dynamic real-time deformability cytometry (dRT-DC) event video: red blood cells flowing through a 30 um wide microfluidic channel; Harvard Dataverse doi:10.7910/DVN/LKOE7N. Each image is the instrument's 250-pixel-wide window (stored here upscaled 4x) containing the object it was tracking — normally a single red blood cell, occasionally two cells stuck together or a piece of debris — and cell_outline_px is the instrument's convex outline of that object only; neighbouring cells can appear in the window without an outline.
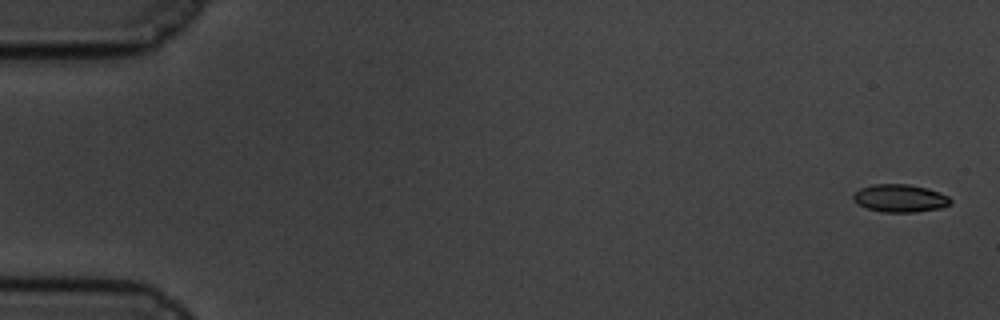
{"species": "common noctule bat (a hibernating species)", "species_latin": "Nyctalus noctula", "temperature_condition": "cold", "stored_images_in_passage": 60, "camera_frame_rate_fps": 3000, "um_per_image_px": 0.085, "animal": {"sex": "male", "body_mass_g": 19.5, "forearm_length_mm": 54.6}, "frame": {"image": 1, "passage_image": 2, "time_ms": 0.333, "image_size_px": [1000, 320], "cell_outline_px": [[952, 200], [948, 204], [940, 208], [916, 212], [880, 212], [868, 208], [860, 204], [852, 196], [860, 188], [872, 184], [908, 184], [928, 188], [948, 196]], "centroid_in_image_um": [76.51, 16.84], "position_along_channel_um": 8.5, "area_um2": 15.55}}
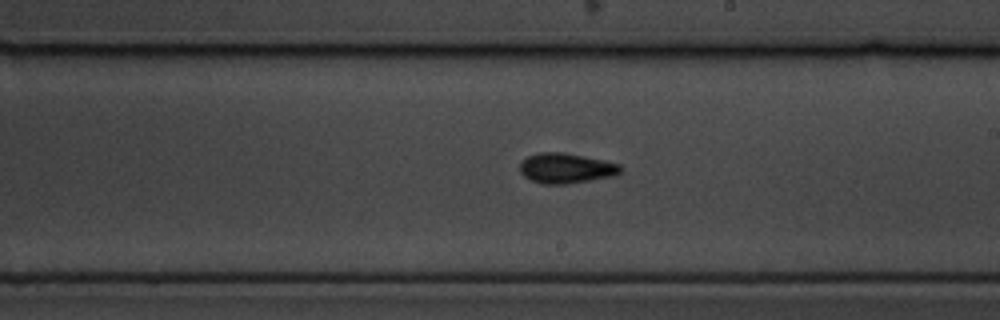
{"frame": {"image": 2, "passage_image": 35, "time_ms": 11.333, "image_size_px": [1000, 320], "cell_outline_px": [[624, 168], [616, 176], [568, 184], [540, 184], [524, 176], [520, 172], [520, 164], [528, 156], [540, 152], [564, 152], [604, 160], [620, 164]], "centroid_in_image_um": [48.16, 14.3], "position_along_channel_um": 240.8, "area_um2": 17.86}}
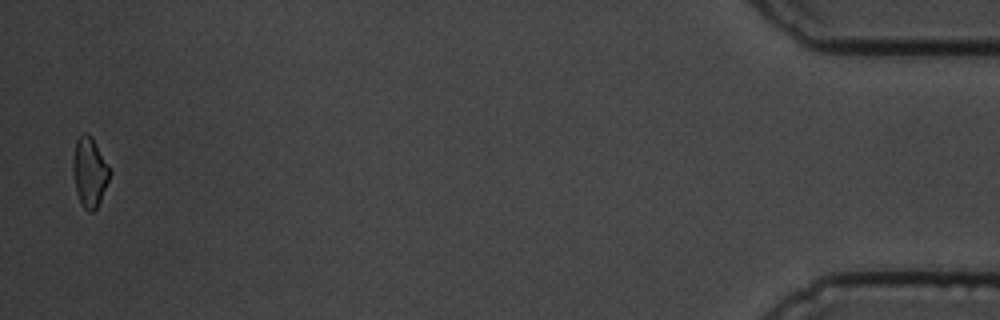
{"frame": {"image": 3, "passage_image": 59, "time_ms": 19.333, "image_size_px": [1000, 320], "cell_outline_px": [[112, 172], [100, 200], [96, 208], [92, 212], [88, 212], [80, 204], [76, 192], [72, 172], [72, 160], [76, 140], [84, 132], [92, 136]], "centroid_in_image_um": [7.6, 14.63], "position_along_channel_um": 427.6, "area_um2": 15.03}, "authors_computed_cell_mechanics": {"area_um2": 16.0395, "velocity_mm_per_s": 3.4069, "shape_relaxation_time_tau1_ms": 6.9879, "shape_relaxation_time_tau2_ms": 4.691, "deformation_change_tau1": 0.165, "deformation_change_tau2": 0.0945}}